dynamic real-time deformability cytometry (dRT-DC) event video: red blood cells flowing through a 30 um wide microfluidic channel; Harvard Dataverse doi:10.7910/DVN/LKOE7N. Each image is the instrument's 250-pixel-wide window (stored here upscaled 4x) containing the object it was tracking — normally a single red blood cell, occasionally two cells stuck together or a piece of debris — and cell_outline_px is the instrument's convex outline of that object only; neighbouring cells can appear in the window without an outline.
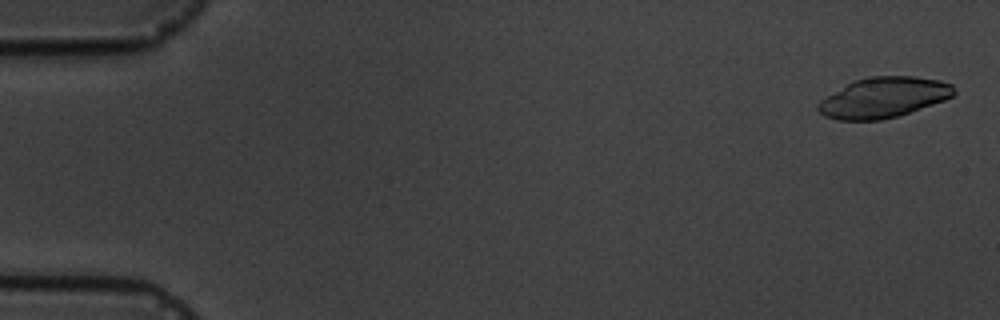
{"species": "common noctule bat (a hibernating species)", "species_latin": "Nyctalus noctula", "temperature_condition": "cold", "stored_images_in_passage": 6, "camera_frame_rate_fps": 3000, "um_per_image_px": 0.085, "animal": {"sex": "male", "body_mass_g": 19.5, "forearm_length_mm": 54.6}, "frame": {"image": 1, "passage_image": 1, "time_ms": 0.0, "image_size_px": [1000, 320], "cell_outline_px": [[956, 92], [952, 96], [944, 100], [896, 116], [880, 120], [836, 120], [824, 116], [816, 108], [816, 104], [820, 100], [848, 84], [856, 80], [868, 76], [912, 76], [940, 80], [952, 84]], "centroid_in_image_um": [75.08, 8.29], "position_along_channel_um": 9.9, "area_um2": 31.67}}